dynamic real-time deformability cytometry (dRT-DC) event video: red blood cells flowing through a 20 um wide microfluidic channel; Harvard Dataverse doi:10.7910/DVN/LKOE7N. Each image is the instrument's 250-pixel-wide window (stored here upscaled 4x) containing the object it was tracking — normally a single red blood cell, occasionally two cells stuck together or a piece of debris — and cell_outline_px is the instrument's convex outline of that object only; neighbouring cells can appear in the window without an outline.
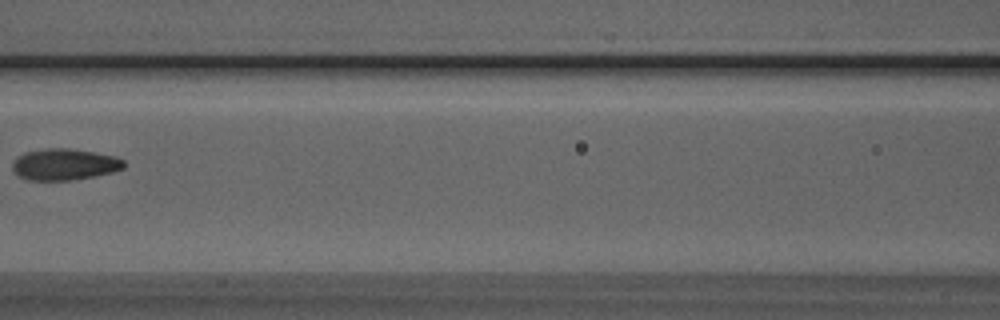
{"species": "Egyptian fruit bat (a non-hibernating species)", "species_latin": "Rousettus aegyptiacus", "temperature_condition": "room temperature", "stored_images_in_passage": 4, "camera_frame_rate_fps": 3000, "um_per_image_px": 0.085, "animal": {"sex": "male"}, "frame": {"image": 1, "passage_image": 3, "time_ms": 0.667, "image_size_px": [1000, 320], "cell_outline_px": [[124, 168], [112, 172], [96, 176], [72, 180], [28, 180], [20, 176], [12, 168], [12, 164], [16, 156], [24, 152], [48, 148], [68, 148], [116, 156], [124, 160]], "centroid_in_image_um": [5.48, 13.97], "position_along_channel_um": 161.1, "area_um2": 20.4}}
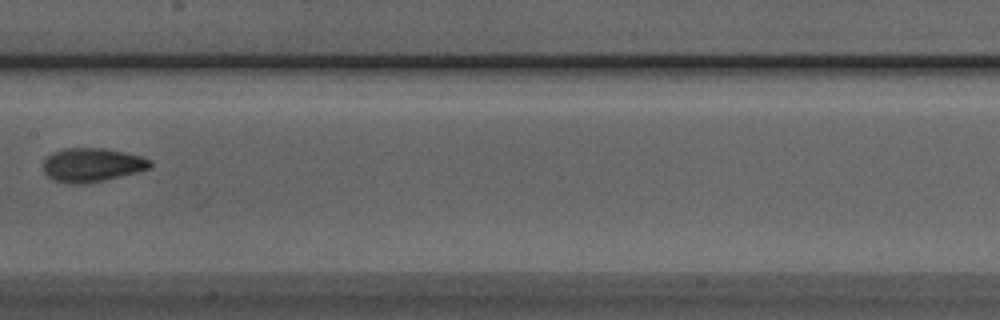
{"frame": {"image": 2, "passage_image": 4, "time_ms": 1.0, "image_size_px": [1000, 320], "cell_outline_px": [[152, 164], [148, 168], [136, 172], [104, 180], [80, 184], [64, 184], [52, 180], [44, 172], [44, 160], [52, 152], [64, 148], [104, 148], [144, 156], [152, 160]], "centroid_in_image_um": [7.8, 14.01], "position_along_channel_um": 199.6, "area_um2": 21.15}}